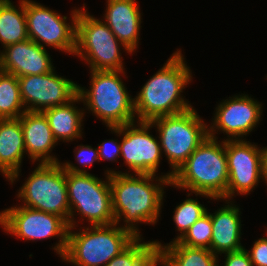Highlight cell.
<instances>
[{
  "label": "cell",
  "instance_id": "cell-1",
  "mask_svg": "<svg viewBox=\"0 0 267 266\" xmlns=\"http://www.w3.org/2000/svg\"><path fill=\"white\" fill-rule=\"evenodd\" d=\"M106 173L109 174L115 223L118 225L123 220L124 228L131 230L137 236H142L136 224L155 225L158 222L163 205L164 188L171 184L168 173L156 176L133 174V172L130 174L113 169H107Z\"/></svg>",
  "mask_w": 267,
  "mask_h": 266
},
{
  "label": "cell",
  "instance_id": "cell-2",
  "mask_svg": "<svg viewBox=\"0 0 267 266\" xmlns=\"http://www.w3.org/2000/svg\"><path fill=\"white\" fill-rule=\"evenodd\" d=\"M181 49L172 53L134 97V112L139 122L178 114L193 106L181 95L192 82V71L185 63Z\"/></svg>",
  "mask_w": 267,
  "mask_h": 266
},
{
  "label": "cell",
  "instance_id": "cell-3",
  "mask_svg": "<svg viewBox=\"0 0 267 266\" xmlns=\"http://www.w3.org/2000/svg\"><path fill=\"white\" fill-rule=\"evenodd\" d=\"M229 179L225 140L207 137L174 174L171 187L210 200H226Z\"/></svg>",
  "mask_w": 267,
  "mask_h": 266
},
{
  "label": "cell",
  "instance_id": "cell-4",
  "mask_svg": "<svg viewBox=\"0 0 267 266\" xmlns=\"http://www.w3.org/2000/svg\"><path fill=\"white\" fill-rule=\"evenodd\" d=\"M66 170L68 203L70 206L69 227H76L75 213L90 222L91 225H108L115 223L112 209V193L109 174L105 179L87 172L70 162H60ZM87 218V219H86ZM77 224V225H76Z\"/></svg>",
  "mask_w": 267,
  "mask_h": 266
},
{
  "label": "cell",
  "instance_id": "cell-5",
  "mask_svg": "<svg viewBox=\"0 0 267 266\" xmlns=\"http://www.w3.org/2000/svg\"><path fill=\"white\" fill-rule=\"evenodd\" d=\"M90 73V88L86 89L78 85V95L86 107L85 110L102 120L106 127H118L137 122L134 98L122 81L125 71L90 70Z\"/></svg>",
  "mask_w": 267,
  "mask_h": 266
},
{
  "label": "cell",
  "instance_id": "cell-6",
  "mask_svg": "<svg viewBox=\"0 0 267 266\" xmlns=\"http://www.w3.org/2000/svg\"><path fill=\"white\" fill-rule=\"evenodd\" d=\"M87 227H81L79 232L69 227L66 250L61 258L64 262L72 266H105L138 237L116 223Z\"/></svg>",
  "mask_w": 267,
  "mask_h": 266
},
{
  "label": "cell",
  "instance_id": "cell-7",
  "mask_svg": "<svg viewBox=\"0 0 267 266\" xmlns=\"http://www.w3.org/2000/svg\"><path fill=\"white\" fill-rule=\"evenodd\" d=\"M157 128L161 152L166 155L171 171L168 179L186 162L187 158L208 137V124L194 107L173 115L162 116L150 121Z\"/></svg>",
  "mask_w": 267,
  "mask_h": 266
},
{
  "label": "cell",
  "instance_id": "cell-8",
  "mask_svg": "<svg viewBox=\"0 0 267 266\" xmlns=\"http://www.w3.org/2000/svg\"><path fill=\"white\" fill-rule=\"evenodd\" d=\"M80 8L76 21V49L74 55L87 63L90 70H125L122 49L132 54L112 33L102 19Z\"/></svg>",
  "mask_w": 267,
  "mask_h": 266
},
{
  "label": "cell",
  "instance_id": "cell-9",
  "mask_svg": "<svg viewBox=\"0 0 267 266\" xmlns=\"http://www.w3.org/2000/svg\"><path fill=\"white\" fill-rule=\"evenodd\" d=\"M18 190L22 206L62 217L69 226L66 170L59 163H37Z\"/></svg>",
  "mask_w": 267,
  "mask_h": 266
},
{
  "label": "cell",
  "instance_id": "cell-10",
  "mask_svg": "<svg viewBox=\"0 0 267 266\" xmlns=\"http://www.w3.org/2000/svg\"><path fill=\"white\" fill-rule=\"evenodd\" d=\"M0 226L20 240L34 241L58 237L53 250L63 257L68 236V223L60 216L29 207L14 205L0 212Z\"/></svg>",
  "mask_w": 267,
  "mask_h": 266
},
{
  "label": "cell",
  "instance_id": "cell-11",
  "mask_svg": "<svg viewBox=\"0 0 267 266\" xmlns=\"http://www.w3.org/2000/svg\"><path fill=\"white\" fill-rule=\"evenodd\" d=\"M79 8L68 17L32 0H25V17L28 38L40 46L45 45L74 56L76 49V21Z\"/></svg>",
  "mask_w": 267,
  "mask_h": 266
},
{
  "label": "cell",
  "instance_id": "cell-12",
  "mask_svg": "<svg viewBox=\"0 0 267 266\" xmlns=\"http://www.w3.org/2000/svg\"><path fill=\"white\" fill-rule=\"evenodd\" d=\"M137 123V124H136ZM133 122L118 127H108L111 132L122 137L121 156L130 173L156 175L161 161V146L158 136L150 134V122ZM121 135V136H120Z\"/></svg>",
  "mask_w": 267,
  "mask_h": 266
},
{
  "label": "cell",
  "instance_id": "cell-13",
  "mask_svg": "<svg viewBox=\"0 0 267 266\" xmlns=\"http://www.w3.org/2000/svg\"><path fill=\"white\" fill-rule=\"evenodd\" d=\"M18 82L22 102L30 112L67 104L78 95L77 82L57 75L55 68L49 73L18 77Z\"/></svg>",
  "mask_w": 267,
  "mask_h": 266
},
{
  "label": "cell",
  "instance_id": "cell-14",
  "mask_svg": "<svg viewBox=\"0 0 267 266\" xmlns=\"http://www.w3.org/2000/svg\"><path fill=\"white\" fill-rule=\"evenodd\" d=\"M223 99L216 108L208 136L218 140V130L227 135L224 140H238L247 136L259 124L262 118V103L247 94L235 95Z\"/></svg>",
  "mask_w": 267,
  "mask_h": 266
},
{
  "label": "cell",
  "instance_id": "cell-15",
  "mask_svg": "<svg viewBox=\"0 0 267 266\" xmlns=\"http://www.w3.org/2000/svg\"><path fill=\"white\" fill-rule=\"evenodd\" d=\"M260 147L246 139L225 140L229 179L226 200L247 195L260 183L262 177Z\"/></svg>",
  "mask_w": 267,
  "mask_h": 266
},
{
  "label": "cell",
  "instance_id": "cell-16",
  "mask_svg": "<svg viewBox=\"0 0 267 266\" xmlns=\"http://www.w3.org/2000/svg\"><path fill=\"white\" fill-rule=\"evenodd\" d=\"M52 63L46 48L30 39L8 45L0 51V71L16 77L49 73L55 68Z\"/></svg>",
  "mask_w": 267,
  "mask_h": 266
},
{
  "label": "cell",
  "instance_id": "cell-17",
  "mask_svg": "<svg viewBox=\"0 0 267 266\" xmlns=\"http://www.w3.org/2000/svg\"><path fill=\"white\" fill-rule=\"evenodd\" d=\"M104 22L117 39L131 52L139 46L141 13L137 0H106Z\"/></svg>",
  "mask_w": 267,
  "mask_h": 266
},
{
  "label": "cell",
  "instance_id": "cell-18",
  "mask_svg": "<svg viewBox=\"0 0 267 266\" xmlns=\"http://www.w3.org/2000/svg\"><path fill=\"white\" fill-rule=\"evenodd\" d=\"M24 135L25 150L33 164L59 163L58 158L53 156L52 149L58 145L48 121L42 112L25 111L20 117ZM51 154V155H50Z\"/></svg>",
  "mask_w": 267,
  "mask_h": 266
},
{
  "label": "cell",
  "instance_id": "cell-19",
  "mask_svg": "<svg viewBox=\"0 0 267 266\" xmlns=\"http://www.w3.org/2000/svg\"><path fill=\"white\" fill-rule=\"evenodd\" d=\"M232 202L225 200L227 205H223L215 213H210L212 238L209 249L217 256L244 248L240 241L242 235L241 211L238 205Z\"/></svg>",
  "mask_w": 267,
  "mask_h": 266
},
{
  "label": "cell",
  "instance_id": "cell-20",
  "mask_svg": "<svg viewBox=\"0 0 267 266\" xmlns=\"http://www.w3.org/2000/svg\"><path fill=\"white\" fill-rule=\"evenodd\" d=\"M25 153L20 118L0 119V172L11 184L19 180Z\"/></svg>",
  "mask_w": 267,
  "mask_h": 266
},
{
  "label": "cell",
  "instance_id": "cell-21",
  "mask_svg": "<svg viewBox=\"0 0 267 266\" xmlns=\"http://www.w3.org/2000/svg\"><path fill=\"white\" fill-rule=\"evenodd\" d=\"M80 102L82 99L77 95L67 104L42 111L57 142H72L82 138V122L86 113L84 108H77L76 103Z\"/></svg>",
  "mask_w": 267,
  "mask_h": 266
},
{
  "label": "cell",
  "instance_id": "cell-22",
  "mask_svg": "<svg viewBox=\"0 0 267 266\" xmlns=\"http://www.w3.org/2000/svg\"><path fill=\"white\" fill-rule=\"evenodd\" d=\"M161 266H216L219 257L210 249L193 248L170 241L167 245L154 240Z\"/></svg>",
  "mask_w": 267,
  "mask_h": 266
},
{
  "label": "cell",
  "instance_id": "cell-23",
  "mask_svg": "<svg viewBox=\"0 0 267 266\" xmlns=\"http://www.w3.org/2000/svg\"><path fill=\"white\" fill-rule=\"evenodd\" d=\"M27 39L25 0H19L18 7L8 0L0 7V42L4 48Z\"/></svg>",
  "mask_w": 267,
  "mask_h": 266
},
{
  "label": "cell",
  "instance_id": "cell-24",
  "mask_svg": "<svg viewBox=\"0 0 267 266\" xmlns=\"http://www.w3.org/2000/svg\"><path fill=\"white\" fill-rule=\"evenodd\" d=\"M143 239L142 236H138L105 266H157L158 250L154 241L144 242Z\"/></svg>",
  "mask_w": 267,
  "mask_h": 266
},
{
  "label": "cell",
  "instance_id": "cell-25",
  "mask_svg": "<svg viewBox=\"0 0 267 266\" xmlns=\"http://www.w3.org/2000/svg\"><path fill=\"white\" fill-rule=\"evenodd\" d=\"M25 111L18 77L0 71V119L19 118Z\"/></svg>",
  "mask_w": 267,
  "mask_h": 266
},
{
  "label": "cell",
  "instance_id": "cell-26",
  "mask_svg": "<svg viewBox=\"0 0 267 266\" xmlns=\"http://www.w3.org/2000/svg\"><path fill=\"white\" fill-rule=\"evenodd\" d=\"M208 212L207 207L193 198H186L179 205H176L173 213V221L176 225V230L180 233L173 241H177L184 233L204 214Z\"/></svg>",
  "mask_w": 267,
  "mask_h": 266
},
{
  "label": "cell",
  "instance_id": "cell-27",
  "mask_svg": "<svg viewBox=\"0 0 267 266\" xmlns=\"http://www.w3.org/2000/svg\"><path fill=\"white\" fill-rule=\"evenodd\" d=\"M212 238L210 212L200 217L177 241L188 247L209 249Z\"/></svg>",
  "mask_w": 267,
  "mask_h": 266
},
{
  "label": "cell",
  "instance_id": "cell-28",
  "mask_svg": "<svg viewBox=\"0 0 267 266\" xmlns=\"http://www.w3.org/2000/svg\"><path fill=\"white\" fill-rule=\"evenodd\" d=\"M247 253L253 266H267V237L256 240Z\"/></svg>",
  "mask_w": 267,
  "mask_h": 266
},
{
  "label": "cell",
  "instance_id": "cell-29",
  "mask_svg": "<svg viewBox=\"0 0 267 266\" xmlns=\"http://www.w3.org/2000/svg\"><path fill=\"white\" fill-rule=\"evenodd\" d=\"M75 160L77 163L84 166H92L95 161L99 162L98 148H93L90 145L80 144L74 149Z\"/></svg>",
  "mask_w": 267,
  "mask_h": 266
},
{
  "label": "cell",
  "instance_id": "cell-30",
  "mask_svg": "<svg viewBox=\"0 0 267 266\" xmlns=\"http://www.w3.org/2000/svg\"><path fill=\"white\" fill-rule=\"evenodd\" d=\"M99 162L107 160L111 162L117 161L121 157L120 143L116 139L104 140L102 144H98Z\"/></svg>",
  "mask_w": 267,
  "mask_h": 266
},
{
  "label": "cell",
  "instance_id": "cell-31",
  "mask_svg": "<svg viewBox=\"0 0 267 266\" xmlns=\"http://www.w3.org/2000/svg\"><path fill=\"white\" fill-rule=\"evenodd\" d=\"M223 254H225L223 266H253L245 247L238 251Z\"/></svg>",
  "mask_w": 267,
  "mask_h": 266
},
{
  "label": "cell",
  "instance_id": "cell-32",
  "mask_svg": "<svg viewBox=\"0 0 267 266\" xmlns=\"http://www.w3.org/2000/svg\"><path fill=\"white\" fill-rule=\"evenodd\" d=\"M263 181L267 185V146L260 148Z\"/></svg>",
  "mask_w": 267,
  "mask_h": 266
},
{
  "label": "cell",
  "instance_id": "cell-33",
  "mask_svg": "<svg viewBox=\"0 0 267 266\" xmlns=\"http://www.w3.org/2000/svg\"><path fill=\"white\" fill-rule=\"evenodd\" d=\"M8 0H0V7L5 4Z\"/></svg>",
  "mask_w": 267,
  "mask_h": 266
}]
</instances>
